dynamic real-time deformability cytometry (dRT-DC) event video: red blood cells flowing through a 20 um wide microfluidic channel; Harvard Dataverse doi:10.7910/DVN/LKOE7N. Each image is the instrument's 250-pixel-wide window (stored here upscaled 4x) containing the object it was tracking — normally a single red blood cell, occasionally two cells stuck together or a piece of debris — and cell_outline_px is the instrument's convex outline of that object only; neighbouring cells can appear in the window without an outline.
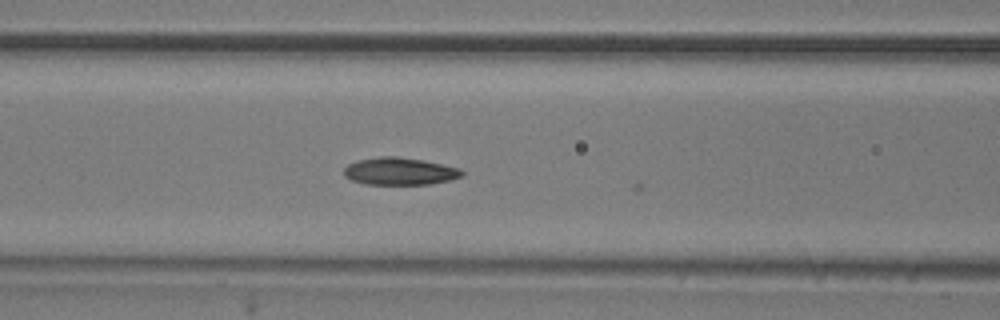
{"species": "common noctule bat (a hibernating species)", "species_latin": "Nyctalus noctula", "temperature_condition": "room temperature", "stored_images_in_passage": 7, "camera_frame_rate_fps": 3000, "um_per_image_px": 0.085, "animal": {"sex": "male", "body_mass_g": 20.5, "forearm_length_mm": 52.5}, "frame": {"image": 1, "passage_image": 6, "time_ms": 1.667, "image_size_px": [1000, 320], "cell_outline_px": [[464, 172], [460, 176], [452, 180], [428, 184], [364, 184], [352, 180], [344, 176], [344, 168], [348, 164], [356, 160], [380, 156], [396, 156], [420, 160], [460, 168]], "centroid_in_image_um": [33.93, 14.56], "position_along_channel_um": 132.7, "area_um2": 18.73}}